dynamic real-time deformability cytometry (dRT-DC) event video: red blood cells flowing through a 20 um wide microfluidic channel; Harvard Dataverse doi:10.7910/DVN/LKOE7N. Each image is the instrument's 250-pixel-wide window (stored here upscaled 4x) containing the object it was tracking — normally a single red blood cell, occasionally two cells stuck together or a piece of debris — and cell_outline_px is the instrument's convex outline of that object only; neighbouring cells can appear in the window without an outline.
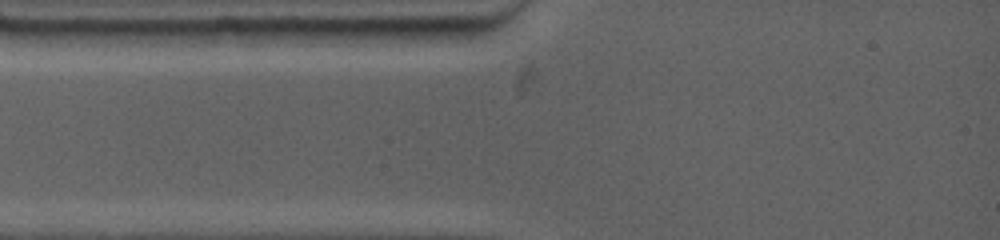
{"species": "common noctule bat (a hibernating species)", "species_latin": "Nyctalus noctula", "temperature_condition": "warm", "stored_images_in_passage": 4, "camera_frame_rate_fps": 4500, "um_per_image_px": 0.085, "animal": {"sex": "female", "body_mass_g": 19.0, "forearm_length_mm": 53.3}, "frame": {"image": 1, "passage_image": 2, "time_ms": 0.667, "image_size_px": [1000, 240], "cell_outline_px": [[472, 28], [468, 36], [456, 44], [384, 44], [352, 28]], "centroid_in_image_um": [35.42, 3.0], "position_along_channel_um": 49.6, "area_um2": 11.33}}